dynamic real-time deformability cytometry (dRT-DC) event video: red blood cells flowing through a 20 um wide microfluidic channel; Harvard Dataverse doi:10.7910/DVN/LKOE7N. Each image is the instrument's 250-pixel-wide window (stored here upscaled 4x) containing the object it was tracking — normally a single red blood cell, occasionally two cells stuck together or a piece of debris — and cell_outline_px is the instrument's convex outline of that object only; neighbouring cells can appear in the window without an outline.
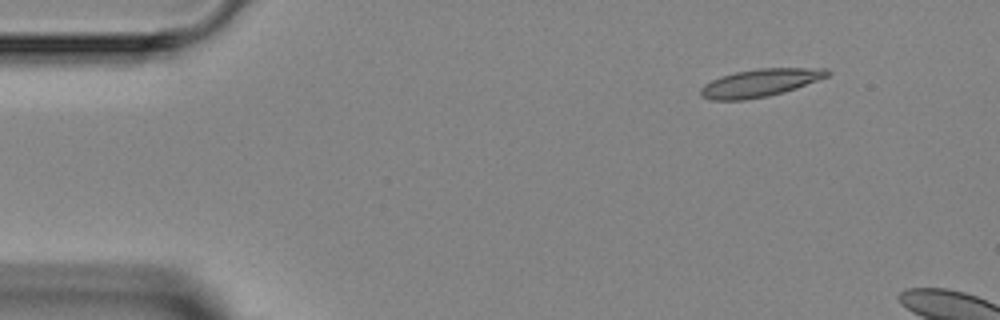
{"species": "Egyptian fruit bat (a non-hibernating species)", "species_latin": "Rousettus aegyptiacus", "temperature_condition": "room temperature", "stored_images_in_passage": 3, "camera_frame_rate_fps": 3000, "um_per_image_px": 0.085, "animal": {"sex": "female"}, "frame": {"image": 1, "passage_image": 1, "time_ms": 0.0, "image_size_px": [1000, 320], "cell_outline_px": [[832, 72], [828, 76], [796, 88], [768, 96], [744, 100], [712, 100], [700, 96], [700, 88], [704, 84], [720, 76], [736, 72], [756, 68], [828, 68]], "centroid_in_image_um": [64.59, 7.04], "position_along_channel_um": 20.4, "area_um2": 20.52}}